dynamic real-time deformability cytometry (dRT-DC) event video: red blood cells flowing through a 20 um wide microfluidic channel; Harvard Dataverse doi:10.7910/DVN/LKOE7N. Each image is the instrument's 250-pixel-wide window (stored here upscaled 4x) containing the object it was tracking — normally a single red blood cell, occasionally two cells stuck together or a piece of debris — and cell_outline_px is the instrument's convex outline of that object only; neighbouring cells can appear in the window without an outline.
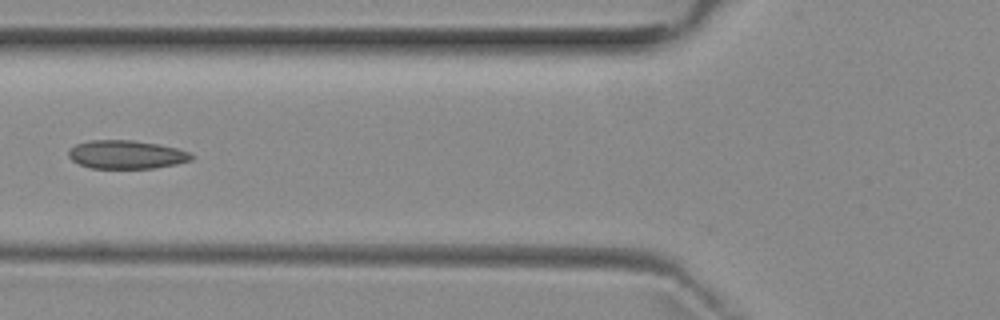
{"species": "common noctule bat (a hibernating species)", "species_latin": "Nyctalus noctula", "temperature_condition": "room temperature", "stored_images_in_passage": 6, "camera_frame_rate_fps": 3000, "um_per_image_px": 0.085, "animal": {"sex": "female", "body_mass_g": 29.2, "forearm_length_mm": 56.3}, "frame": {"image": 1, "passage_image": 6, "time_ms": 7.0, "image_size_px": [1000, 320], "cell_outline_px": [[196, 156], [192, 160], [176, 164], [156, 168], [92, 168], [80, 164], [72, 160], [68, 156], [68, 152], [76, 144], [88, 140], [132, 140], [160, 144], [176, 148], [188, 152]], "centroid_in_image_um": [10.77, 13.13], "position_along_channel_um": 115.0, "area_um2": 20.4}}